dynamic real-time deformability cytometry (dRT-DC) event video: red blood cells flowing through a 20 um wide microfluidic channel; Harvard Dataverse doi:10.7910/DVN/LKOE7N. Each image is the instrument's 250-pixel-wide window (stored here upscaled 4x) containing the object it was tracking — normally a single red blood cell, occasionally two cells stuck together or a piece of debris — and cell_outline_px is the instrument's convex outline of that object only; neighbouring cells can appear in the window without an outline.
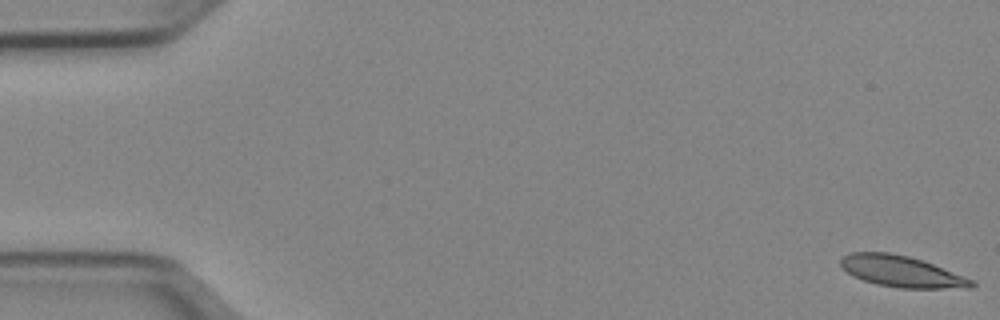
{"species": "Egyptian fruit bat (a non-hibernating species)", "species_latin": "Rousettus aegyptiacus", "temperature_condition": "cold", "stored_images_in_passage": 51, "camera_frame_rate_fps": 3000, "um_per_image_px": 0.085, "animal": {"sex": "female"}, "frame": {"image": 1, "passage_image": 1, "time_ms": 0.0, "image_size_px": [1000, 320], "cell_outline_px": [[976, 284], [972, 288], [900, 288], [876, 284], [852, 276], [840, 264], [840, 260], [844, 256], [852, 252], [888, 252], [908, 256], [932, 264], [976, 280]], "centroid_in_image_um": [76.66, 23.08], "position_along_channel_um": 8.3, "area_um2": 23.7}}
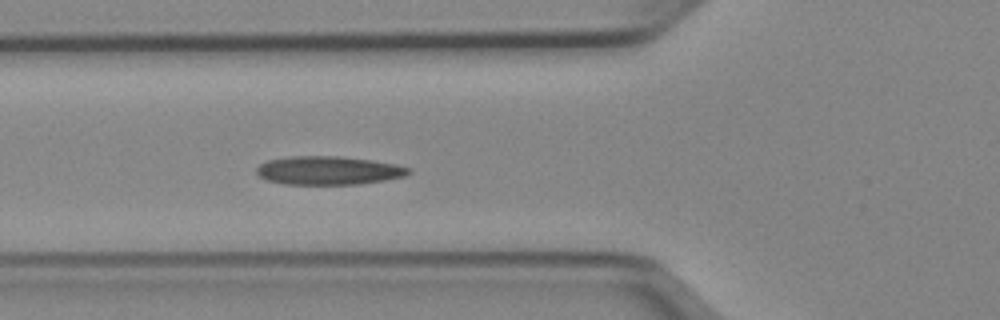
{"frame": {"image": 2, "passage_image": 19, "time_ms": 6.0, "image_size_px": [1000, 320], "cell_outline_px": [[412, 172], [404, 176], [384, 180], [360, 184], [284, 184], [264, 180], [256, 172], [256, 168], [260, 164], [268, 160], [288, 156], [336, 156], [372, 160], [396, 164], [412, 168]], "centroid_in_image_um": [27.91, 14.49], "position_along_channel_um": 97.9, "area_um2": 25.37}}
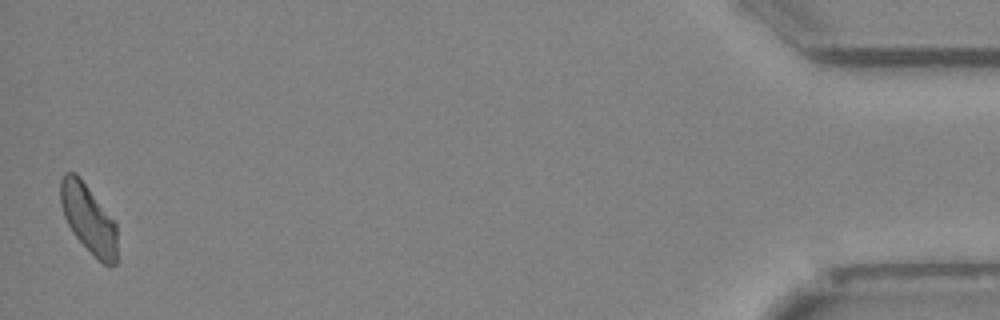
{"frame": {"image": 3, "passage_image": 51, "time_ms": 16.667, "image_size_px": [1000, 320], "cell_outline_px": [[116, 264], [108, 268], [72, 232], [64, 216], [60, 204], [60, 180], [64, 172], [76, 172], [116, 220]], "centroid_in_image_um": [7.53, 18.54], "position_along_channel_um": 427.7, "area_um2": 22.77}, "authors_computed_cell_mechanics": {"area_um2": 24.3338, "velocity_mm_per_s": 3.9324, "shape_relaxation_time_tau1_ms": 7.8071, "shape_relaxation_time_tau2_ms": 4.1643, "deformation_change_tau1": 0.1681, "deformation_change_tau2": 0.0995}}